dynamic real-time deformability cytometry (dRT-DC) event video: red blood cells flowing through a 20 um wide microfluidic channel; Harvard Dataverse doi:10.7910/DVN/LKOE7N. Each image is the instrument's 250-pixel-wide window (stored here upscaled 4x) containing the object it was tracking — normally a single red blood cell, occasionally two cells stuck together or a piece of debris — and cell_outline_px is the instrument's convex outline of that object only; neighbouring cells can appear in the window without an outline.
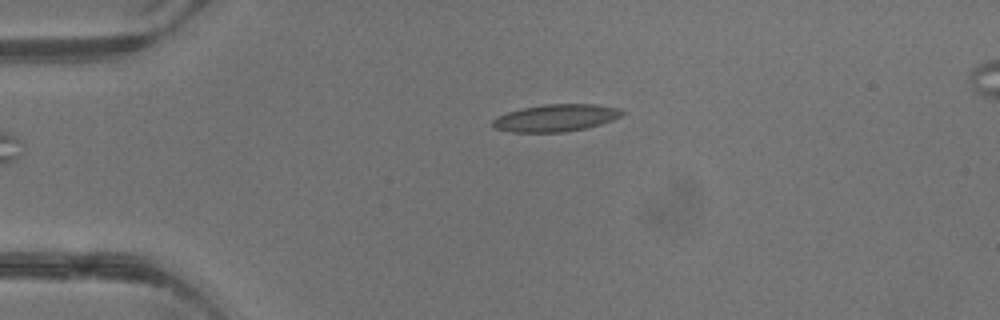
{"species": "common noctule bat (a hibernating species)", "species_latin": "Nyctalus noctula", "temperature_condition": "warm", "stored_images_in_passage": 2, "camera_frame_rate_fps": 3000, "um_per_image_px": 0.085, "animal": {"sex": "male", "body_mass_g": 13.3}, "frame": {"image": 1, "passage_image": 2, "time_ms": 1.0, "image_size_px": [1000, 320], "cell_outline_px": [[624, 112], [620, 116], [612, 120], [600, 124], [584, 128], [564, 132], [512, 132], [496, 128], [492, 124], [492, 120], [496, 116], [508, 112], [524, 108], [544, 104], [596, 104], [620, 108]], "centroid_in_image_um": [47.24, 10.01], "position_along_channel_um": 37.8, "area_um2": 20.35}}